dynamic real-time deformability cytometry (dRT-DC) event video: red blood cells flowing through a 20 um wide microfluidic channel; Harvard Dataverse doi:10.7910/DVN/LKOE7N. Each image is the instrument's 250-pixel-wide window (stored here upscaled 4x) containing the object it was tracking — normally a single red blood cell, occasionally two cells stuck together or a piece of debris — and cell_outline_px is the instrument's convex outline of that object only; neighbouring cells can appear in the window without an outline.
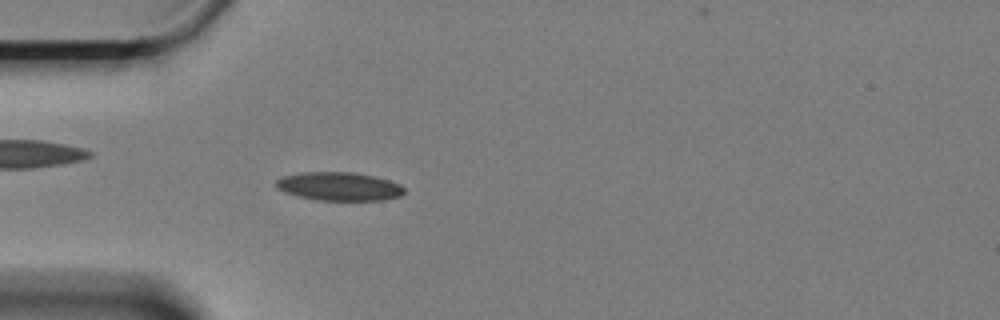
{"species": "Egyptian fruit bat (a non-hibernating species)", "species_latin": "Rousettus aegyptiacus", "temperature_condition": "cold", "stored_images_in_passage": 58, "camera_frame_rate_fps": 3000, "um_per_image_px": 0.085, "animal": {"sex": "female"}, "frame": {"image": 1, "passage_image": 15, "time_ms": 4.667, "image_size_px": [1000, 320], "cell_outline_px": [[404, 192], [400, 196], [384, 200], [320, 200], [300, 196], [284, 192], [276, 188], [276, 180], [280, 176], [300, 172], [352, 172], [376, 176], [400, 184], [404, 188]], "centroid_in_image_um": [28.81, 15.83], "position_along_channel_um": 56.2, "area_um2": 21.33}}
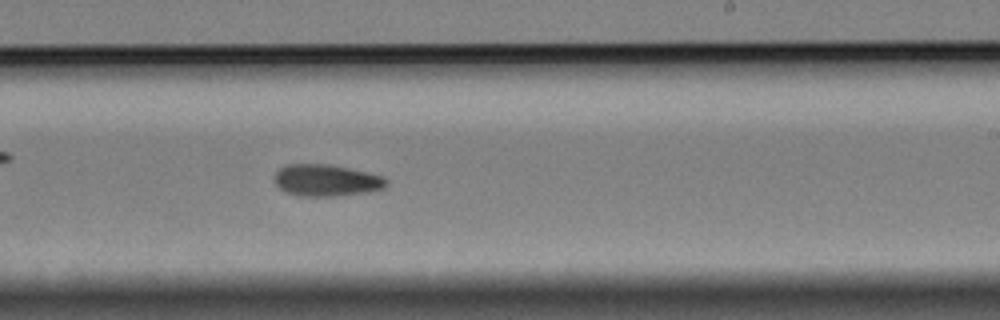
{"frame": {"image": 2, "passage_image": 34, "time_ms": 11.0, "image_size_px": [1000, 320], "cell_outline_px": [[388, 184], [384, 188], [364, 192], [336, 196], [296, 196], [280, 188], [276, 184], [272, 176], [280, 168], [288, 164], [328, 164], [348, 168], [384, 176], [388, 180]], "centroid_in_image_um": [27.72, 15.32], "position_along_channel_um": 261.3, "area_um2": 20.69}}
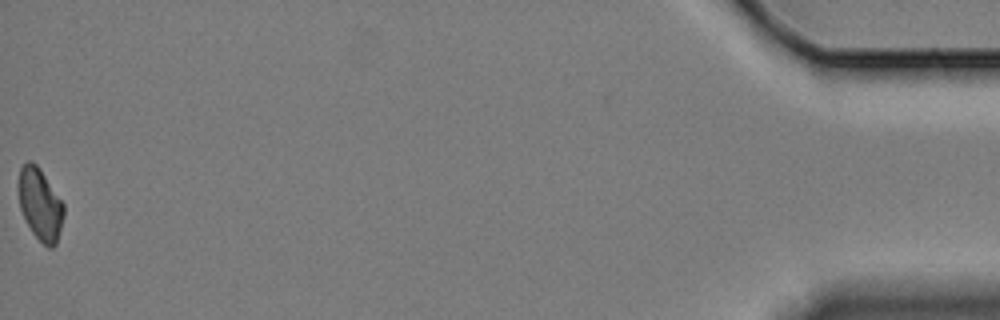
{"frame": {"image": 3, "passage_image": 58, "time_ms": 19.0, "image_size_px": [1000, 320], "cell_outline_px": [[64, 216], [56, 244], [52, 248], [48, 248], [32, 232], [20, 208], [16, 184], [20, 168], [28, 160], [32, 160], [40, 168], [64, 204]], "centroid_in_image_um": [3.39, 17.32], "position_along_channel_um": 431.8, "area_um2": 19.13}}